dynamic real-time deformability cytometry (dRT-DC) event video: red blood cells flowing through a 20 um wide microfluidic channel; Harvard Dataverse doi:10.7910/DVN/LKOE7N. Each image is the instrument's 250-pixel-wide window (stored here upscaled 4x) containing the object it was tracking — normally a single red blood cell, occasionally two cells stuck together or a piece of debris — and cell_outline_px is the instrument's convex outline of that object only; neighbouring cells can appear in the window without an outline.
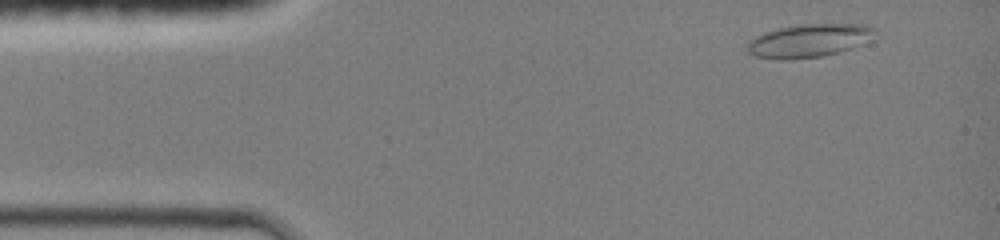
{"species": "common noctule bat (a hibernating species)", "species_latin": "Nyctalus noctula", "temperature_condition": "room temperature", "stored_images_in_passage": 40, "camera_frame_rate_fps": 3000, "um_per_image_px": 0.085, "animal": {"sex": "female", "body_mass_g": 19.0, "forearm_length_mm": 51.5}, "frame": {"image": 1, "passage_image": 4, "time_ms": 1.0, "image_size_px": [1000, 240], "cell_outline_px": [[876, 28], [864, 44], [836, 52], [820, 56], [788, 60], [780, 60], [756, 56], [748, 52], [748, 40], [764, 32], [780, 28], [800, 24], [868, 24]], "centroid_in_image_um": [68.73, 3.45], "position_along_channel_um": 16.3, "area_um2": 24.45}}
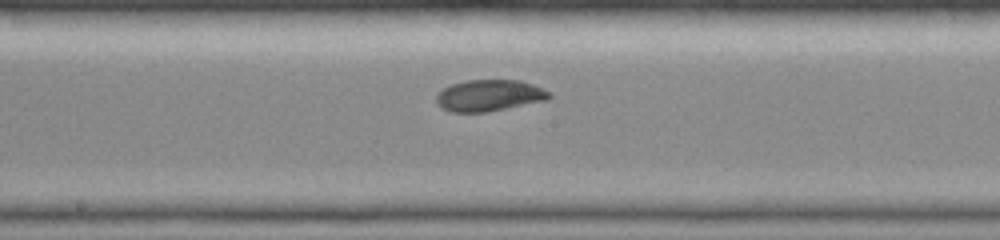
{"frame": {"image": 2, "passage_image": 23, "time_ms": 7.333, "image_size_px": [1000, 240], "cell_outline_px": [[552, 96], [544, 100], [488, 112], [452, 112], [436, 104], [436, 96], [444, 88], [452, 84], [464, 80], [520, 80], [544, 88]], "centroid_in_image_um": [41.57, 8.11], "position_along_channel_um": 206.6, "area_um2": 20.52}}
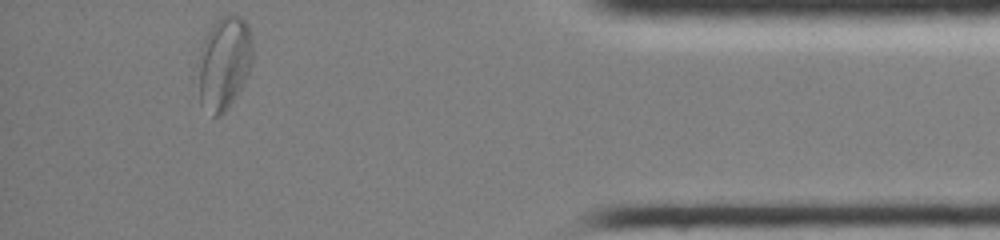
{"frame": {"image": 3, "passage_image": 40, "time_ms": 13.0, "image_size_px": [1000, 240], "cell_outline_px": [[252, 64], [240, 88], [228, 108], [220, 116], [212, 116], [200, 104], [196, 64], [200, 48], [208, 28], [220, 16], [240, 16], [248, 24], [252, 40]], "centroid_in_image_um": [19.0, 5.35], "position_along_channel_um": 416.2, "area_um2": 30.11}, "authors_computed_cell_mechanics": {"area_um2": 21.3571, "velocity_mm_per_s": 4.3075, "shape_relaxation_time_tau1_ms": 2.9421, "shape_relaxation_time_tau2_ms": 4.016, "deformation_change_tau1": 0.1023, "deformation_change_tau2": 0.0488}}